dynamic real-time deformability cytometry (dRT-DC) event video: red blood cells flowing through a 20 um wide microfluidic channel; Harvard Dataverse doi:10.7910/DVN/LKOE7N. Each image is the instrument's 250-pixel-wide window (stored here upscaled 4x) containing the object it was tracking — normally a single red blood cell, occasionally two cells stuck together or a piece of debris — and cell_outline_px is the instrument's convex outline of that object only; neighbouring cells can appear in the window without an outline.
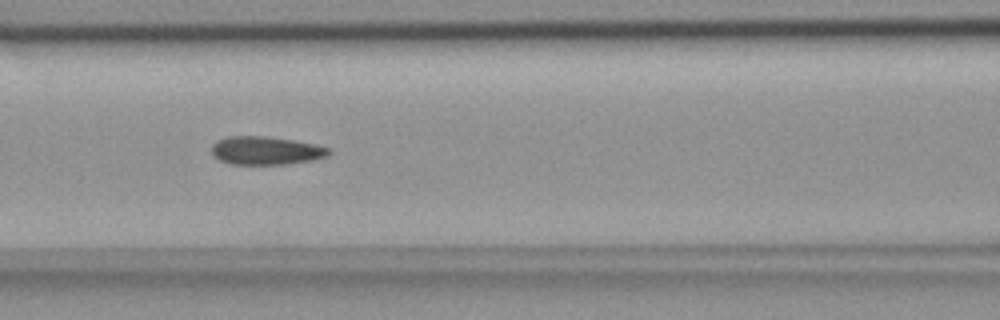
{"species": "common noctule bat (a hibernating species)", "species_latin": "Nyctalus noctula", "temperature_condition": "room temperature", "stored_images_in_passage": 53, "camera_frame_rate_fps": 3000, "um_per_image_px": 0.085, "animal": {"sex": "female", "body_mass_g": 18.4}, "frame": {"image": 1, "passage_image": 22, "time_ms": 7.0, "image_size_px": [1000, 320], "cell_outline_px": [[332, 152], [328, 156], [312, 160], [284, 164], [228, 164], [212, 156], [212, 144], [216, 140], [228, 136], [264, 136], [292, 140], [316, 144], [328, 148]], "centroid_in_image_um": [22.57, 12.8], "position_along_channel_um": 144.0, "area_um2": 19.36}}
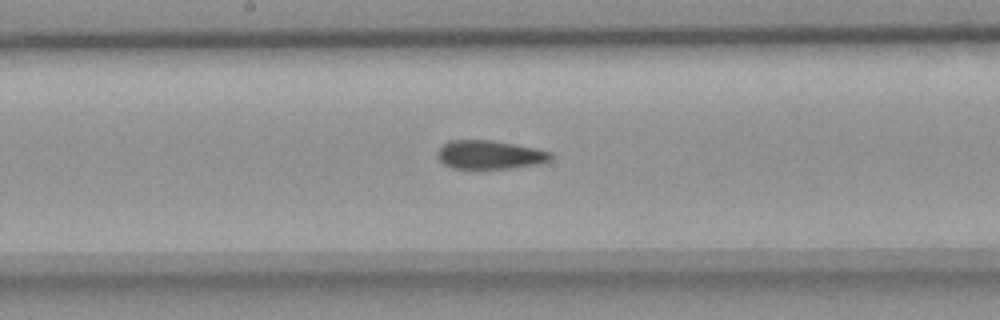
{"frame": {"image": 2, "passage_image": 27, "time_ms": 8.667, "image_size_px": [1000, 320], "cell_outline_px": [[552, 160], [540, 164], [512, 168], [452, 168], [444, 164], [436, 156], [436, 152], [448, 140], [492, 140], [536, 148], [552, 152]], "centroid_in_image_um": [41.65, 13.15], "position_along_channel_um": 206.6, "area_um2": 19.02}}
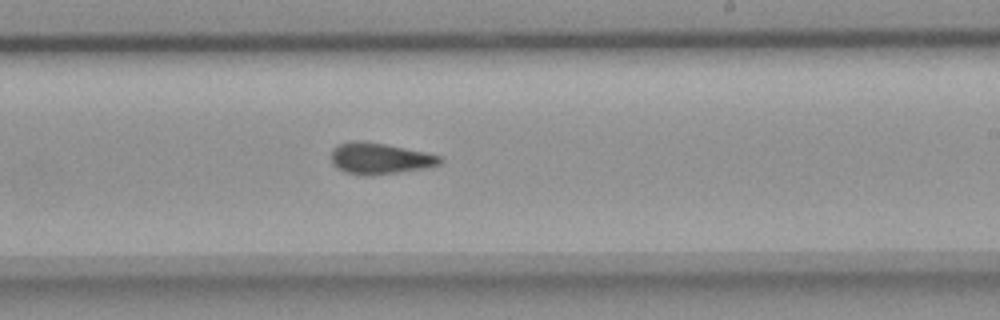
{"frame": {"image": 3, "passage_image": 31, "time_ms": 10.0, "image_size_px": [1000, 320], "cell_outline_px": [[444, 160], [440, 164], [424, 168], [372, 176], [344, 172], [336, 168], [332, 164], [332, 148], [340, 144], [352, 140], [364, 140], [388, 144], [424, 152], [440, 156]], "centroid_in_image_um": [32.26, 13.46], "position_along_channel_um": 256.7, "area_um2": 19.94}, "authors_computed_cell_mechanics": {"area_um2": 19.2474, "velocity_mm_per_s": 3.7738, "shape_relaxation_time_tau1_ms": 9.7212, "shape_relaxation_time_tau2_ms": 2.795, "deformation_change_tau1": 0.1846, "deformation_change_tau2": 0.0917}}